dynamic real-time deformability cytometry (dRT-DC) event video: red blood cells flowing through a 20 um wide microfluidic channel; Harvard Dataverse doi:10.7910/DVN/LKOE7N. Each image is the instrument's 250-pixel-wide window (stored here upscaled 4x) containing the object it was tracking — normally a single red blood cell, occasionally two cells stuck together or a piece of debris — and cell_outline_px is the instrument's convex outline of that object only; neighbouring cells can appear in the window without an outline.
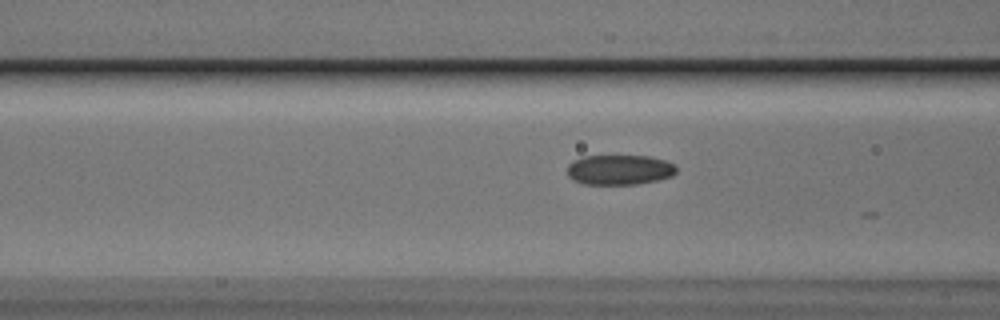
{"species": "Egyptian fruit bat (a non-hibernating species)", "species_latin": "Rousettus aegyptiacus", "temperature_condition": "cold", "stored_images_in_passage": 7, "camera_frame_rate_fps": 3000, "um_per_image_px": 0.085, "animal": {"sex": "male"}, "frame": {"image": 1, "passage_image": 4, "time_ms": 1.0, "image_size_px": [1000, 320], "cell_outline_px": [[676, 172], [672, 176], [660, 180], [636, 184], [584, 184], [572, 180], [568, 176], [568, 164], [572, 160], [584, 156], [652, 156], [676, 164]], "centroid_in_image_um": [52.67, 14.43], "position_along_channel_um": 113.9, "area_um2": 19.31}}